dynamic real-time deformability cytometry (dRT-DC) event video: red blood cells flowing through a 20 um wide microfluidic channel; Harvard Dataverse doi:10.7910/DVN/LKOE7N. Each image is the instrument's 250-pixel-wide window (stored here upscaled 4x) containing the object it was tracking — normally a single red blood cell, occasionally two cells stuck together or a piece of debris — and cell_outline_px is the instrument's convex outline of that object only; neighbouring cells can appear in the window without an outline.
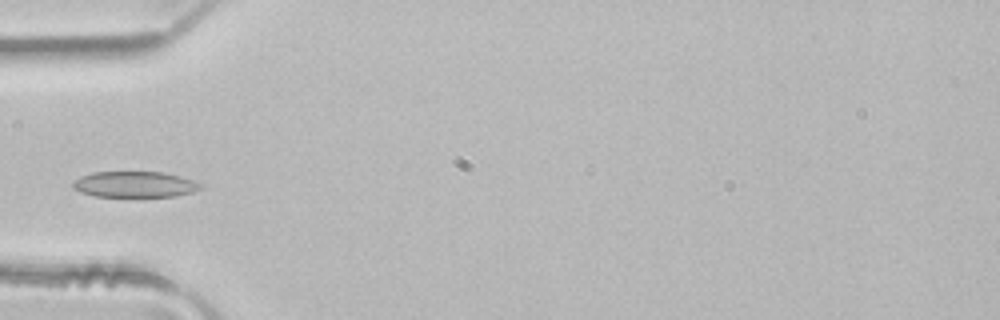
{"species": "common noctule bat (a hibernating species)", "species_latin": "Nyctalus noctula", "temperature_condition": "room temperature", "stored_images_in_passage": 3, "camera_frame_rate_fps": 3000, "um_per_image_px": 0.085, "animal": {"sex": "male", "body_mass_g": 21.5, "forearm_length_mm": 52.0}, "frame": {"image": 1, "passage_image": 3, "time_ms": 0.667, "image_size_px": [1000, 320], "cell_outline_px": [[200, 188], [192, 192], [176, 196], [96, 196], [80, 192], [72, 188], [72, 180], [80, 176], [92, 172], [164, 172], [180, 176], [192, 180], [200, 184]], "centroid_in_image_um": [11.38, 15.66], "position_along_channel_um": 73.6, "area_um2": 19.19}}